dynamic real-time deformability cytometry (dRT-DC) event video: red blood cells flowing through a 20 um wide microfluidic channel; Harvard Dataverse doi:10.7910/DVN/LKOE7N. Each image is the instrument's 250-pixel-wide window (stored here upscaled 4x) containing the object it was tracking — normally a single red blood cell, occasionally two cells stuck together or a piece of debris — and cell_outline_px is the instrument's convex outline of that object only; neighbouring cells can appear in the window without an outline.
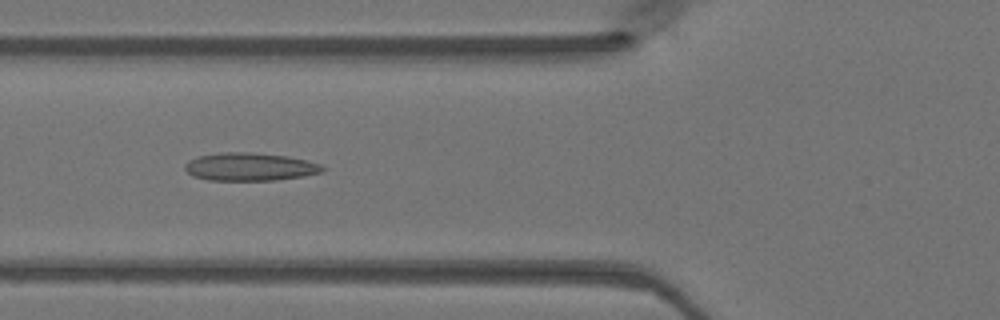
{"species": "Egyptian fruit bat (a non-hibernating species)", "species_latin": "Rousettus aegyptiacus", "temperature_condition": "warm", "stored_images_in_passage": 41, "camera_frame_rate_fps": 3000, "um_per_image_px": 0.085, "animal": {"sex": "female"}, "frame": {"image": 1, "passage_image": 11, "time_ms": 3.333, "image_size_px": [1000, 320], "cell_outline_px": [[324, 172], [304, 176], [276, 180], [208, 180], [192, 176], [184, 168], [184, 164], [188, 160], [200, 156], [220, 152], [248, 152], [288, 156], [308, 160], [320, 164], [324, 168]], "centroid_in_image_um": [21.24, 14.18], "position_along_channel_um": 104.6, "area_um2": 22.54}}
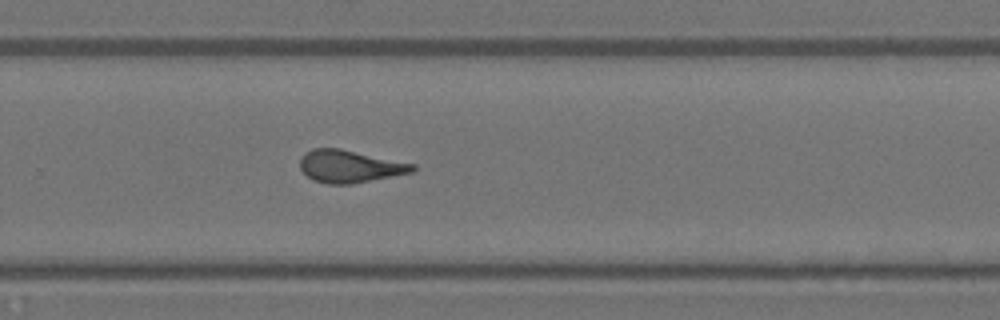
{"frame": {"image": 2, "passage_image": 25, "time_ms": 8.0, "image_size_px": [1000, 320], "cell_outline_px": [[416, 168], [412, 172], [352, 184], [328, 184], [316, 180], [308, 176], [300, 168], [300, 160], [304, 152], [312, 148], [340, 148], [416, 164]], "centroid_in_image_um": [29.73, 14.12], "position_along_channel_um": 300.1, "area_um2": 21.21}}
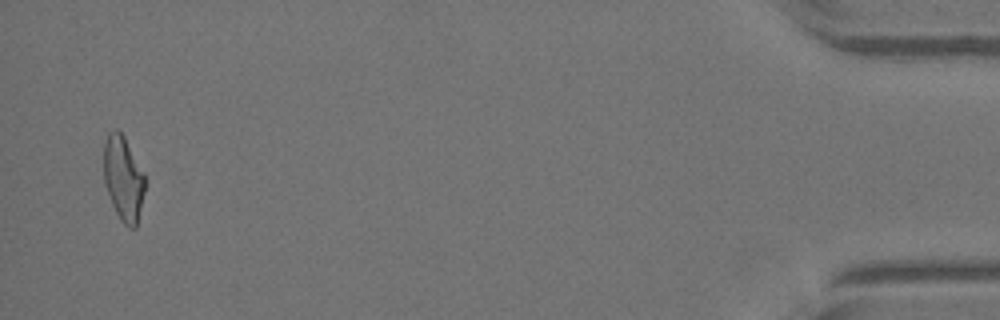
{"frame": {"image": 3, "passage_image": 40, "time_ms": 13.0, "image_size_px": [1000, 320], "cell_outline_px": [[144, 192], [136, 228], [128, 228], [120, 220], [112, 204], [104, 184], [104, 144], [108, 132], [116, 128], [124, 136], [144, 172]], "centroid_in_image_um": [10.47, 15.16], "position_along_channel_um": 424.7, "area_um2": 20.35}}